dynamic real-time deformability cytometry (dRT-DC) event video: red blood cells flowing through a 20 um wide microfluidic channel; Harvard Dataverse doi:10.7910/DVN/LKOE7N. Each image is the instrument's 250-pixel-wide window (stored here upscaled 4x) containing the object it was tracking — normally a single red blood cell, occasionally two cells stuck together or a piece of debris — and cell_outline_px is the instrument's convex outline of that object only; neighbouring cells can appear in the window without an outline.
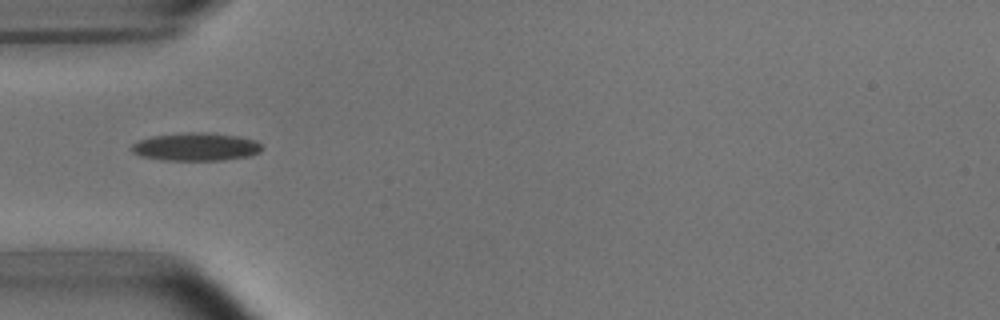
{"species": "common noctule bat (a hibernating species)", "species_latin": "Nyctalus noctula", "temperature_condition": "room temperature", "stored_images_in_passage": 8, "camera_frame_rate_fps": 3000, "um_per_image_px": 0.085, "animal": {"sex": "male", "body_mass_g": 15.6}, "frame": {"image": 1, "passage_image": 3, "time_ms": 2.667, "image_size_px": [1000, 320], "cell_outline_px": [[264, 148], [260, 152], [248, 156], [220, 160], [160, 160], [140, 156], [132, 152], [132, 144], [136, 140], [152, 136], [180, 132], [208, 132], [236, 136], [256, 140]], "centroid_in_image_um": [16.62, 12.47], "position_along_channel_um": 68.4, "area_um2": 21.5}}
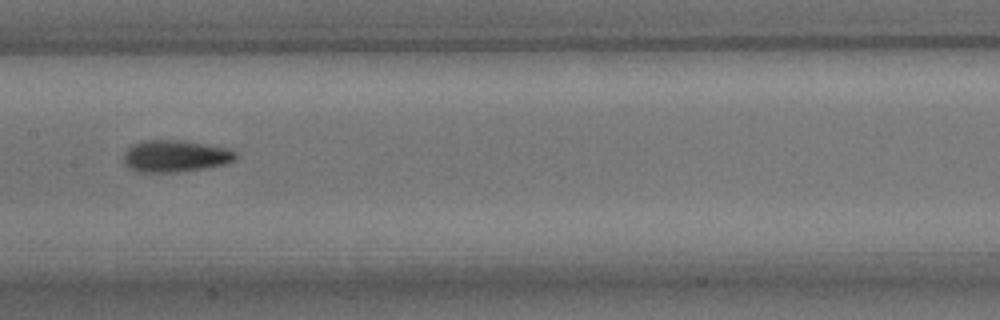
{"frame": {"image": 2, "passage_image": 6, "time_ms": 6.0, "image_size_px": [1000, 320], "cell_outline_px": [[236, 160], [224, 164], [204, 168], [180, 172], [136, 172], [128, 168], [124, 164], [124, 152], [132, 144], [140, 140], [184, 140], [228, 148], [236, 152]], "centroid_in_image_um": [14.87, 13.26], "position_along_channel_um": 192.5, "area_um2": 21.1}}
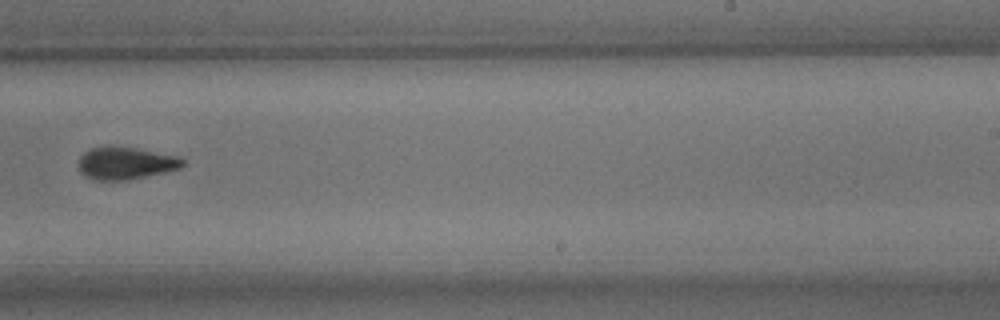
{"frame": {"image": 3, "passage_image": 8, "time_ms": 8.333, "image_size_px": [1000, 320], "cell_outline_px": [[184, 164], [180, 168], [164, 172], [124, 180], [92, 180], [84, 176], [80, 172], [76, 164], [80, 156], [88, 148], [132, 148], [180, 156], [184, 160]], "centroid_in_image_um": [10.63, 13.89], "position_along_channel_um": 278.4, "area_um2": 19.36}}